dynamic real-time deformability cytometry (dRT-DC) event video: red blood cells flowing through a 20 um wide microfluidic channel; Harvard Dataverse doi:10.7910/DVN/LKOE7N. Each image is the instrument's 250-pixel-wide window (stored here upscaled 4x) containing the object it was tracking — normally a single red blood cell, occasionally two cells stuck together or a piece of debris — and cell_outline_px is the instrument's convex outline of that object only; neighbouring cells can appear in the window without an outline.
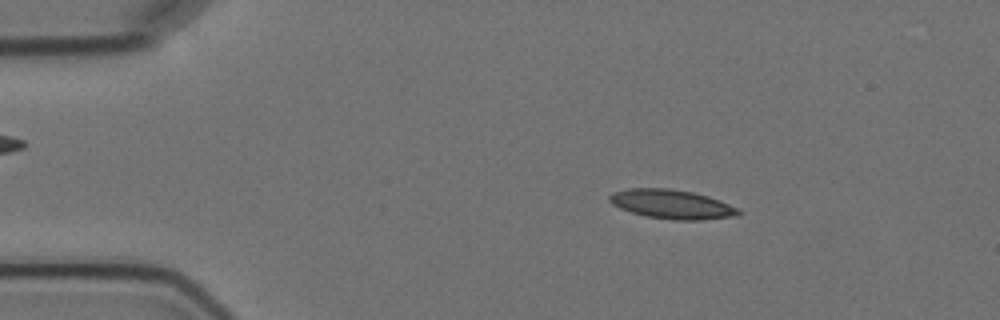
{"species": "Egyptian fruit bat (a non-hibernating species)", "species_latin": "Rousettus aegyptiacus", "temperature_condition": "cold", "stored_images_in_passage": 5, "segment_of_instrument_passage": [1, 2], "camera_frame_rate_fps": 3000, "um_per_image_px": 0.085, "animal": {"sex": "female"}, "frame": {"image": 1, "passage_image": 2, "time_ms": 1.0, "image_size_px": [1000, 320], "cell_outline_px": [[744, 212], [740, 216], [704, 220], [672, 220], [648, 216], [632, 212], [620, 208], [612, 204], [608, 200], [608, 196], [612, 192], [628, 188], [668, 188], [692, 192], [708, 196], [720, 200], [740, 208]], "centroid_in_image_um": [57.17, 17.36], "position_along_channel_um": 27.8, "area_um2": 22.25}}